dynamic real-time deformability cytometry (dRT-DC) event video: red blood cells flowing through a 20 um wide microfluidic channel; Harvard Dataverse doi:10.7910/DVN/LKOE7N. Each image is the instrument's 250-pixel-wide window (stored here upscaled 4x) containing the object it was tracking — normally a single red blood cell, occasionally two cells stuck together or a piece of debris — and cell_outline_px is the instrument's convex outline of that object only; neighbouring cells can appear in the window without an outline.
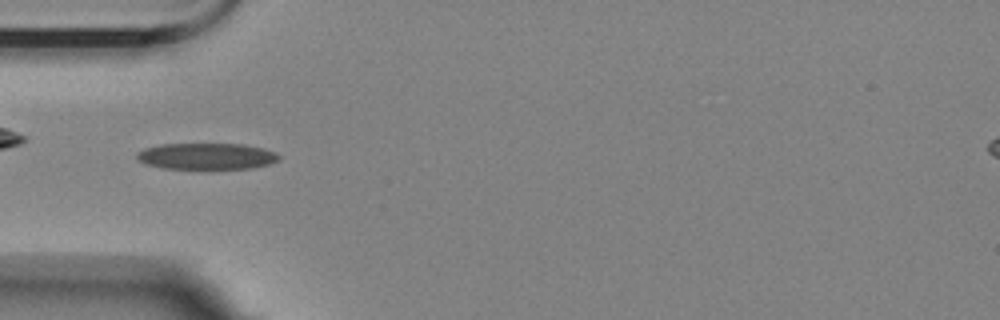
{"species": "Egyptian fruit bat (a non-hibernating species)", "species_latin": "Rousettus aegyptiacus", "temperature_condition": "room temperature", "stored_images_in_passage": 55, "camera_frame_rate_fps": 3000, "um_per_image_px": 0.085, "animal": {"sex": "female"}, "frame": {"image": 1, "passage_image": 16, "time_ms": 5.0, "image_size_px": [1000, 320], "cell_outline_px": [[280, 160], [268, 164], [252, 168], [160, 168], [144, 164], [136, 156], [144, 148], [164, 144], [244, 144], [264, 148], [276, 152], [280, 156]], "centroid_in_image_um": [17.6, 13.27], "position_along_channel_um": 67.4, "area_um2": 21.68}}
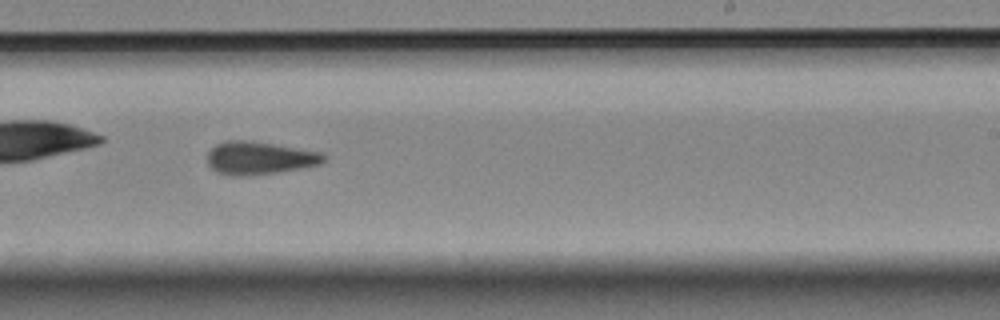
{"frame": {"image": 2, "passage_image": 33, "time_ms": 10.667, "image_size_px": [1000, 320], "cell_outline_px": [[328, 160], [320, 164], [300, 168], [276, 172], [248, 176], [228, 176], [216, 172], [208, 164], [208, 152], [216, 144], [228, 140], [244, 140], [272, 144], [320, 152], [328, 156]], "centroid_in_image_um": [22.05, 13.44], "position_along_channel_um": 267.0, "area_um2": 22.25}}
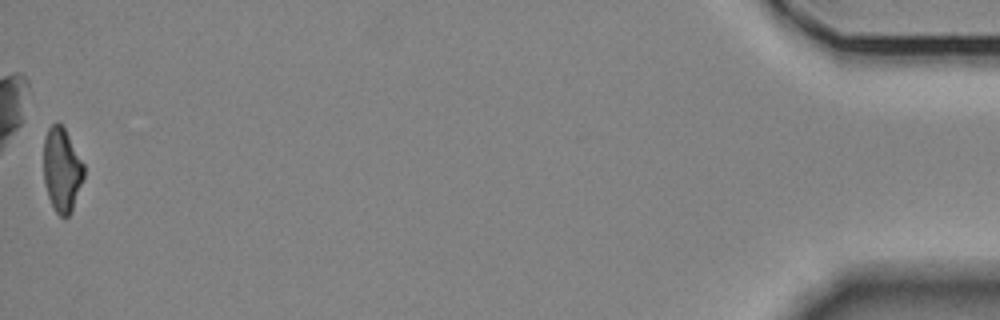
{"frame": {"image": 3, "passage_image": 55, "time_ms": 18.0, "image_size_px": [1000, 320], "cell_outline_px": [[84, 176], [72, 212], [64, 220], [56, 212], [48, 196], [44, 184], [44, 136], [48, 128], [56, 120], [64, 128], [84, 164]], "centroid_in_image_um": [5.25, 14.45], "position_along_channel_um": 429.9, "area_um2": 19.83}, "authors_computed_cell_mechanics": {"area_um2": 21.6172, "velocity_mm_per_s": 3.5132, "shape_relaxation_time_tau1_ms": null, "shape_relaxation_time_tau2_ms": 4.7257, "deformation_change_tau1": null, "deformation_change_tau2": 0.1361}}